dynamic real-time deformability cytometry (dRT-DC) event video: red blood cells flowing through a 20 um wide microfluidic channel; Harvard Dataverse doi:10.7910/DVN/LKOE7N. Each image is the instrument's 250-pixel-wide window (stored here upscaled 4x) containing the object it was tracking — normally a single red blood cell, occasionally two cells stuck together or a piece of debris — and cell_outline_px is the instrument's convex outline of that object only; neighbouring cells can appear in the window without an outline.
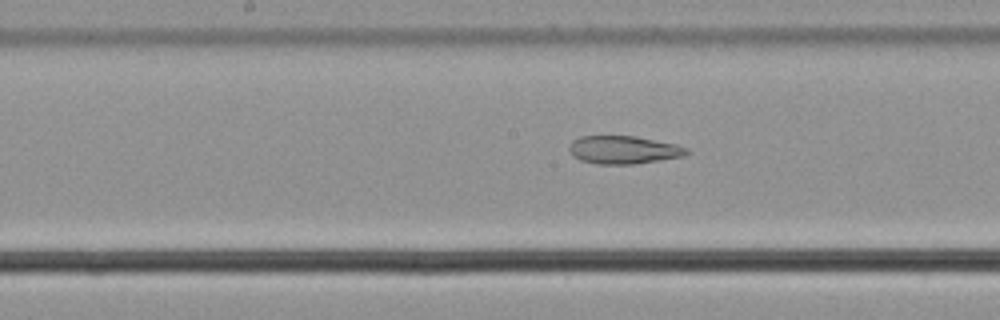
{"species": "common noctule bat (a hibernating species)", "species_latin": "Nyctalus noctula", "temperature_condition": "cold", "stored_images_in_passage": 54, "camera_frame_rate_fps": 3000, "um_per_image_px": 0.085, "animal": {"sex": "male", "body_mass_g": 21.5, "forearm_length_mm": 52.0}, "frame": {"image": 1, "passage_image": 27, "time_ms": 8.667, "image_size_px": [1000, 320], "cell_outline_px": [[692, 152], [684, 156], [632, 164], [596, 164], [580, 160], [572, 156], [568, 148], [572, 140], [580, 136], [636, 136], [676, 144], [688, 148]], "centroid_in_image_um": [53.0, 12.73], "position_along_channel_um": 195.2, "area_um2": 19.31}}
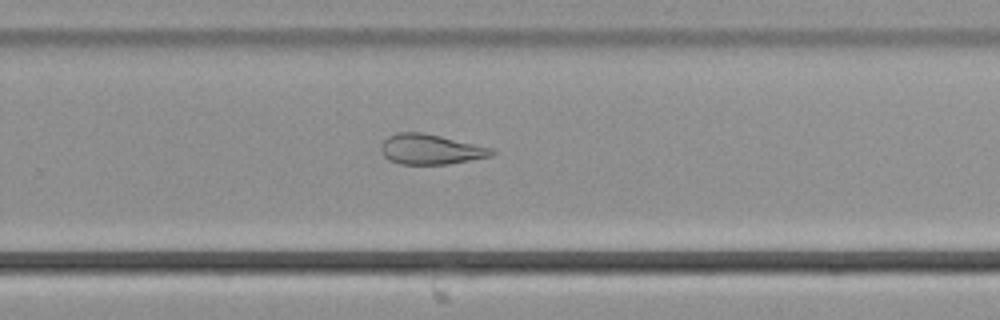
{"frame": {"image": 2, "passage_image": 35, "time_ms": 11.333, "image_size_px": [1000, 320], "cell_outline_px": [[496, 152], [492, 156], [448, 164], [400, 164], [388, 160], [384, 156], [380, 148], [380, 144], [388, 136], [396, 132], [424, 132], [492, 148]], "centroid_in_image_um": [36.57, 12.69], "position_along_channel_um": 293.2, "area_um2": 19.54}}
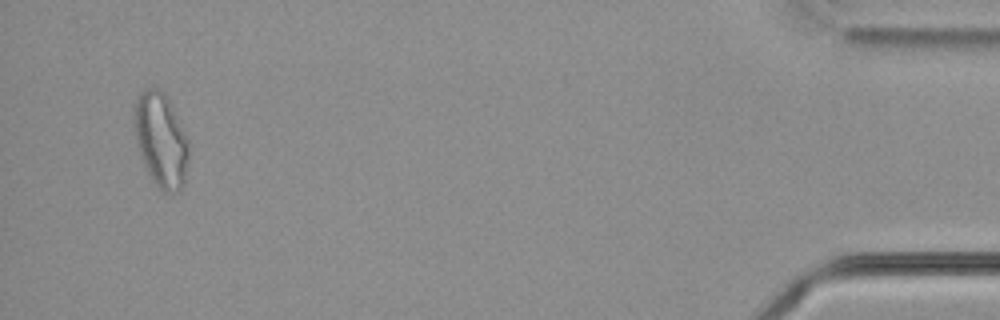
{"frame": {"image": 3, "passage_image": 52, "time_ms": 17.0, "image_size_px": [1000, 320], "cell_outline_px": [[188, 160], [184, 184], [180, 192], [168, 196], [156, 184], [148, 172], [144, 164], [136, 140], [136, 96], [144, 88], [160, 88], [168, 96], [188, 136]], "centroid_in_image_um": [13.74, 11.91], "position_along_channel_um": 421.5, "area_um2": 30.06}, "authors_computed_cell_mechanics": {"area_um2": 25.3453, "velocity_mm_per_s": 3.6821, "shape_relaxation_time_tau1_ms": null, "shape_relaxation_time_tau2_ms": 5.5456, "deformation_change_tau1": null, "deformation_change_tau2": 0.1627}}